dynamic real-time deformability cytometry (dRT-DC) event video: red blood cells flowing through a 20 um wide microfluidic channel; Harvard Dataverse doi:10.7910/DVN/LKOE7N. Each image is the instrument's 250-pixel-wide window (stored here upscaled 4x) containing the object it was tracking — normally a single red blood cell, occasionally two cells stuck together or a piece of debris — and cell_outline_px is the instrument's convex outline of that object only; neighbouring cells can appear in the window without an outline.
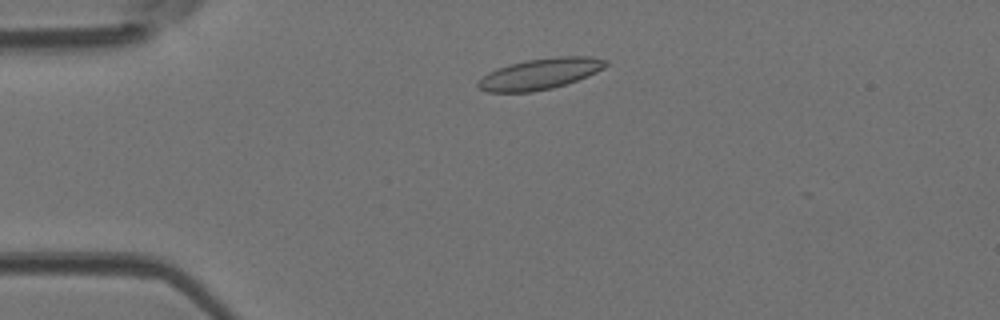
{"species": "Egyptian fruit bat (a non-hibernating species)", "species_latin": "Rousettus aegyptiacus", "temperature_condition": "room temperature", "stored_images_in_passage": 3, "camera_frame_rate_fps": 3000, "um_per_image_px": 0.085, "animal": {"sex": "female"}, "frame": {"image": 1, "passage_image": 2, "time_ms": 0.333, "image_size_px": [1000, 320], "cell_outline_px": [[608, 64], [604, 68], [588, 76], [552, 88], [532, 92], [488, 92], [480, 88], [476, 84], [488, 72], [508, 64], [528, 60], [556, 56], [592, 56], [608, 60]], "centroid_in_image_um": [45.94, 6.27], "position_along_channel_um": 39.1, "area_um2": 22.95}}